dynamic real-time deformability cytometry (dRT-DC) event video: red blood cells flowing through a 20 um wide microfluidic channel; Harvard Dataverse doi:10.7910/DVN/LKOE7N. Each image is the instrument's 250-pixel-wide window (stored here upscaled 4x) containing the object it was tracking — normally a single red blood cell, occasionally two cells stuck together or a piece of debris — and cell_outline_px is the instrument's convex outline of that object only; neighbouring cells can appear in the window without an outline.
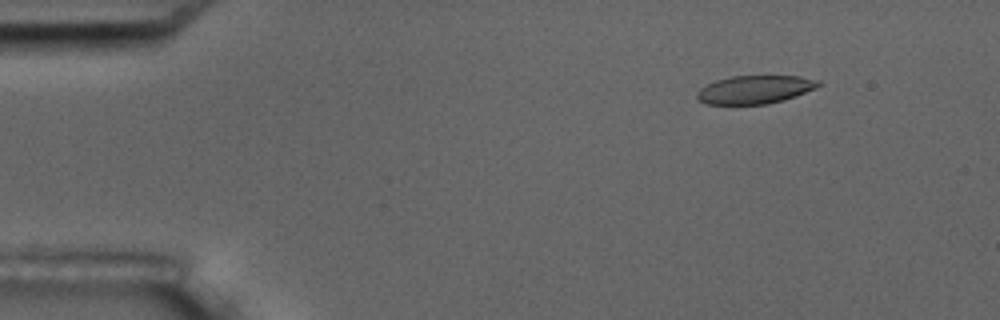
{"species": "common noctule bat (a hibernating species)", "species_latin": "Nyctalus noctula", "temperature_condition": "room temperature", "stored_images_in_passage": 5, "camera_frame_rate_fps": 3000, "um_per_image_px": 0.085, "animal": {"sex": "male", "body_mass_g": 17.5, "forearm_length_mm": 52.3}, "frame": {"image": 1, "passage_image": 2, "time_ms": 1.333, "image_size_px": [1000, 320], "cell_outline_px": [[820, 84], [816, 88], [796, 96], [784, 100], [768, 104], [704, 104], [696, 100], [696, 92], [700, 88], [716, 80], [732, 76], [800, 76], [820, 80]], "centroid_in_image_um": [64.15, 7.62], "position_along_channel_um": 20.9, "area_um2": 20.11}}